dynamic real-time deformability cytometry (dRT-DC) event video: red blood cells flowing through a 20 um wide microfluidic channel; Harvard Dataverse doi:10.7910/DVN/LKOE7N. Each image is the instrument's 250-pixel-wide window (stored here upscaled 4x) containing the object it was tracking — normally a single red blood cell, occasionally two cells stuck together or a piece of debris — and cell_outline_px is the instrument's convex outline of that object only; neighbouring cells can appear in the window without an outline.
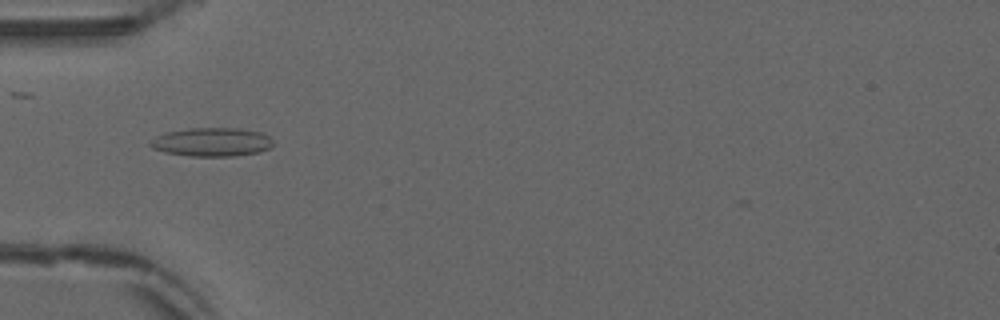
{"species": "common noctule bat (a hibernating species)", "species_latin": "Nyctalus noctula", "temperature_condition": "warm", "stored_images_in_passage": 47, "camera_frame_rate_fps": 3000, "um_per_image_px": 0.085, "animal": {"sex": "male", "forearm_length_mm": 52.5}, "frame": {"image": 1, "passage_image": 11, "time_ms": 3.333, "image_size_px": [1000, 320], "cell_outline_px": [[272, 148], [260, 152], [236, 156], [192, 156], [164, 152], [152, 148], [148, 144], [156, 136], [168, 132], [188, 128], [240, 128], [260, 132], [268, 136], [272, 140]], "centroid_in_image_um": [18.03, 12.08], "position_along_channel_um": 67.0, "area_um2": 20.58}}
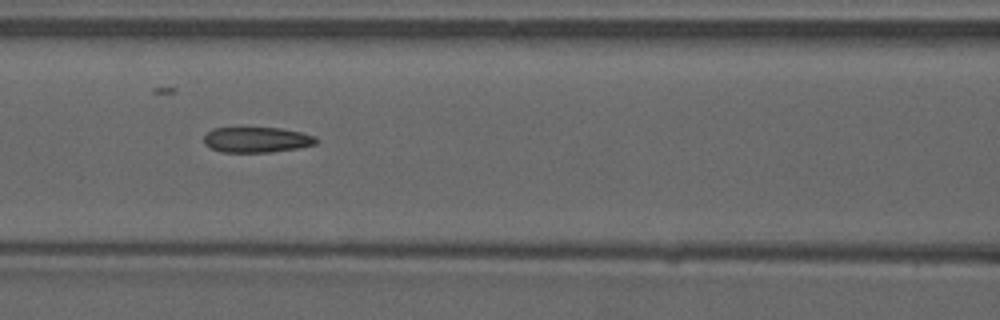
{"frame": {"image": 2, "passage_image": 17, "time_ms": 5.333, "image_size_px": [1000, 320], "cell_outline_px": [[316, 144], [300, 148], [268, 152], [224, 152], [212, 148], [204, 144], [204, 136], [212, 128], [280, 128], [300, 132], [316, 136]], "centroid_in_image_um": [21.83, 11.88], "position_along_channel_um": 144.8, "area_um2": 16.53}}
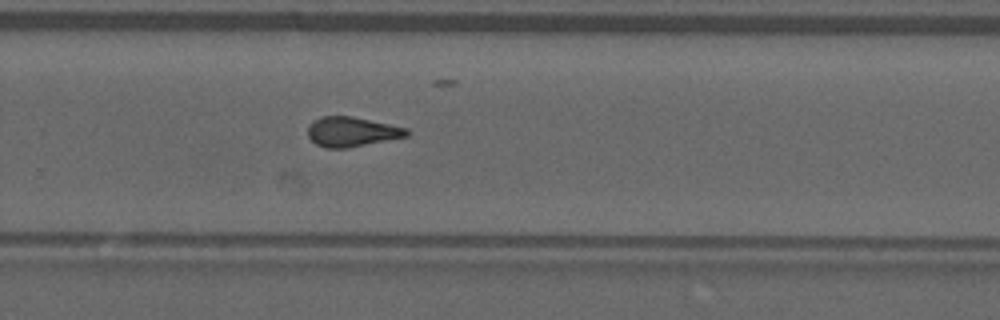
{"frame": {"image": 3, "passage_image": 29, "time_ms": 9.333, "image_size_px": [1000, 320], "cell_outline_px": [[408, 136], [348, 148], [324, 148], [316, 144], [308, 136], [308, 124], [320, 116], [352, 116], [408, 128]], "centroid_in_image_um": [29.88, 11.2], "position_along_channel_um": 299.9, "area_um2": 17.17}, "authors_computed_cell_mechanics": {"area_um2": 17.34, "velocity_mm_per_s": 3.8879, "shape_relaxation_time_tau1_ms": null, "shape_relaxation_time_tau2_ms": 2.4002, "deformation_change_tau1": null, "deformation_change_tau2": 0.1075}}